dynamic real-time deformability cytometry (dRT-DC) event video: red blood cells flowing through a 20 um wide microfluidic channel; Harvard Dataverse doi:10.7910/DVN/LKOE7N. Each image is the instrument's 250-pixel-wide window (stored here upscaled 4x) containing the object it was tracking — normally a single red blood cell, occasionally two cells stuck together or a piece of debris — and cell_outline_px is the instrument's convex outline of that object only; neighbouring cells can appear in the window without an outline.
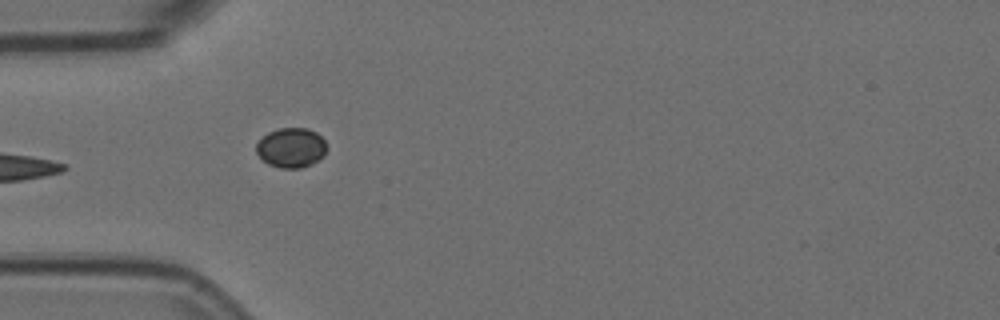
{"species": "Egyptian fruit bat (a non-hibernating species)", "species_latin": "Rousettus aegyptiacus", "temperature_condition": "room temperature", "stored_images_in_passage": 3, "camera_frame_rate_fps": 3000, "um_per_image_px": 0.085, "animal": {"sex": "female"}, "frame": {"image": 1, "passage_image": 2, "time_ms": 0.333, "image_size_px": [1000, 320], "cell_outline_px": [[324, 156], [312, 164], [300, 168], [280, 168], [268, 164], [256, 152], [256, 144], [268, 132], [280, 128], [308, 128], [316, 132], [324, 140]], "centroid_in_image_um": [24.74, 12.56], "position_along_channel_um": 60.3, "area_um2": 16.13}}
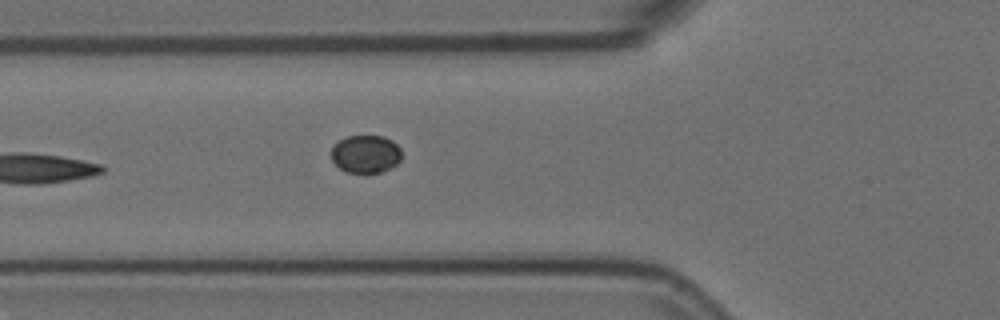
{"frame": {"image": 2, "passage_image": 3, "time_ms": 0.667, "image_size_px": [1000, 320], "cell_outline_px": [[400, 160], [396, 164], [380, 172], [348, 172], [340, 168], [332, 160], [328, 152], [340, 140], [348, 136], [384, 136], [392, 140], [400, 148]], "centroid_in_image_um": [31.06, 13.08], "position_along_channel_um": 94.7, "area_um2": 15.37}}